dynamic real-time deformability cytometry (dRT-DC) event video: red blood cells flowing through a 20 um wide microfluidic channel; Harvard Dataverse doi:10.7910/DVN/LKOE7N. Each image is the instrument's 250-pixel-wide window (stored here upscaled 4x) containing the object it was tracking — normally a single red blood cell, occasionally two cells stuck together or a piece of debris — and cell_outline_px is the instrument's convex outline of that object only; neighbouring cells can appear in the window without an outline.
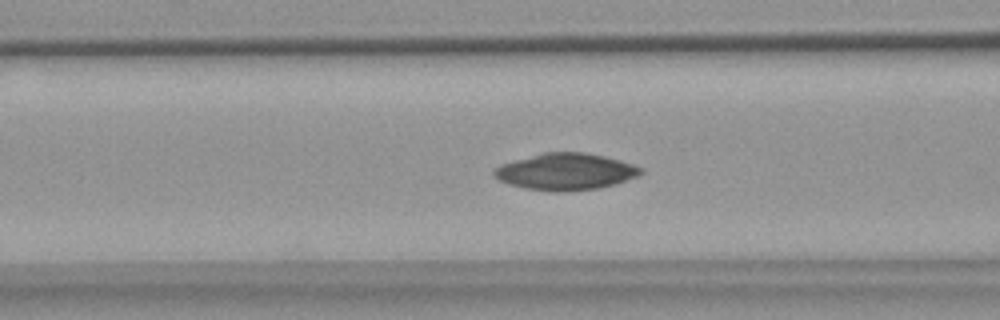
{"species": "common noctule bat (a hibernating species)", "species_latin": "Nyctalus noctula", "temperature_condition": "warm", "stored_images_in_passage": 56, "camera_frame_rate_fps": 3000, "um_per_image_px": 0.085, "animal": {"sex": "female", "body_mass_g": 18.4}, "frame": {"image": 1, "passage_image": 21, "time_ms": 6.667, "image_size_px": [1000, 320], "cell_outline_px": [[644, 172], [640, 176], [616, 184], [600, 188], [556, 192], [552, 192], [524, 188], [508, 184], [492, 176], [492, 172], [500, 164], [544, 152], [584, 152], [604, 156], [620, 160], [644, 168]], "centroid_in_image_um": [48.1, 14.6], "position_along_channel_um": 118.5, "area_um2": 31.62}}
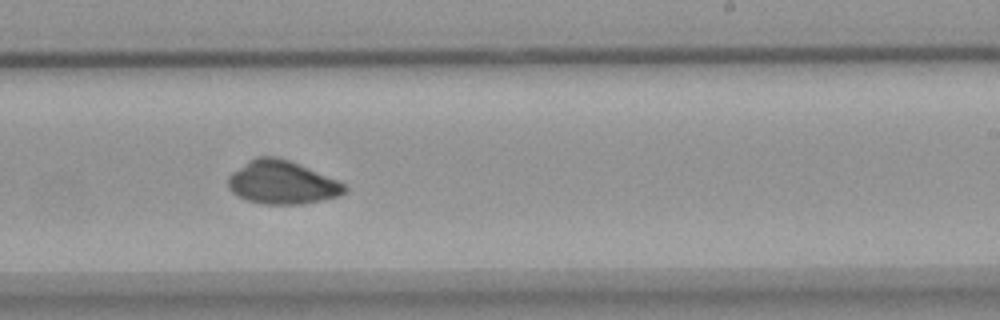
{"frame": {"image": 2, "passage_image": 33, "time_ms": 10.667, "image_size_px": [1000, 320], "cell_outline_px": [[348, 188], [340, 196], [300, 204], [264, 204], [248, 200], [236, 196], [228, 188], [228, 176], [232, 172], [248, 160], [256, 156], [276, 156], [288, 160], [336, 180], [344, 184]], "centroid_in_image_um": [23.92, 15.51], "position_along_channel_um": 265.1, "area_um2": 29.13}}
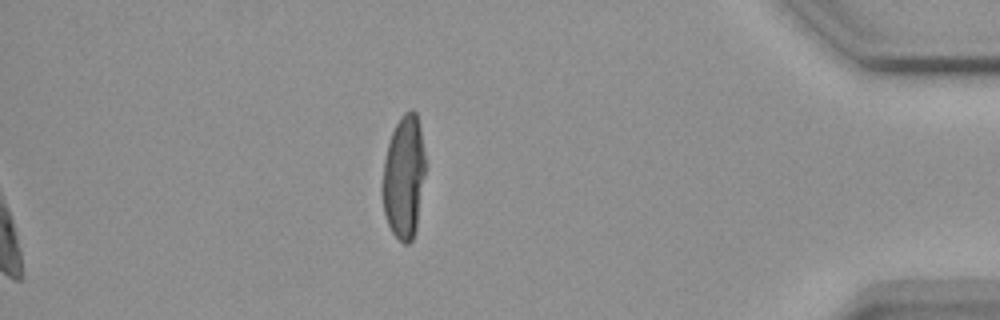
{"frame": {"image": 3, "passage_image": 56, "time_ms": 18.333, "image_size_px": [1000, 320], "cell_outline_px": [[424, 176], [416, 232], [412, 240], [408, 244], [404, 244], [392, 232], [388, 224], [384, 212], [380, 192], [380, 184], [384, 160], [388, 144], [392, 132], [400, 116], [404, 112], [412, 108], [416, 112], [420, 128], [424, 152]], "centroid_in_image_um": [34.3, 15.06], "position_along_channel_um": 400.9, "area_um2": 31.15}, "authors_computed_cell_mechanics": {"area_um2": 29.8537, "velocity_mm_per_s": 3.6725, "shape_relaxation_time_tau1_ms": 5.8932, "shape_relaxation_time_tau2_ms": null, "deformation_change_tau1": 0.2202, "deformation_change_tau2": null}}